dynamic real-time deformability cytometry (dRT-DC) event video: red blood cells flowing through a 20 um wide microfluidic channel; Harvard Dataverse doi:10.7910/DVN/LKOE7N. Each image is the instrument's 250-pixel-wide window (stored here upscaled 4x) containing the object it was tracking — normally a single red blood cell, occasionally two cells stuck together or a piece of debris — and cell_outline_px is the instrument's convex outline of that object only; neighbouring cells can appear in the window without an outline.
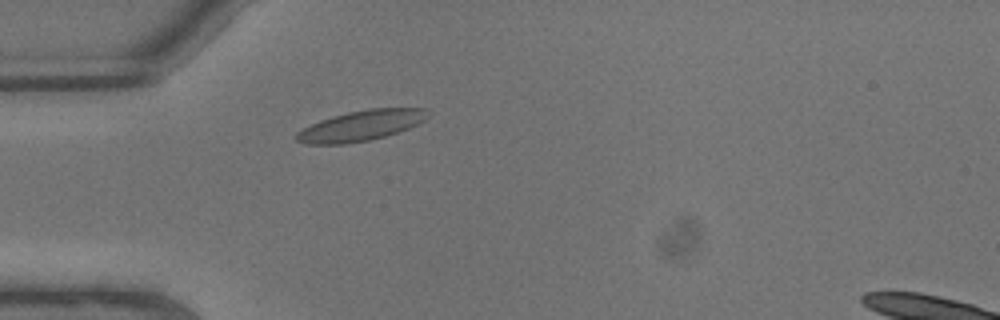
{"species": "common noctule bat (a hibernating species)", "species_latin": "Nyctalus noctula", "temperature_condition": "warm", "stored_images_in_passage": 6, "camera_frame_rate_fps": 3000, "um_per_image_px": 0.085, "animal": {"sex": "male", "body_mass_g": 13.3}, "frame": {"image": 1, "passage_image": 3, "time_ms": 0.667, "image_size_px": [1000, 320], "cell_outline_px": [[424, 120], [408, 128], [384, 136], [368, 140], [344, 144], [304, 144], [296, 140], [296, 132], [320, 120], [332, 116], [348, 112], [368, 108], [424, 108]], "centroid_in_image_um": [30.6, 10.68], "position_along_channel_um": 54.4, "area_um2": 22.77}}
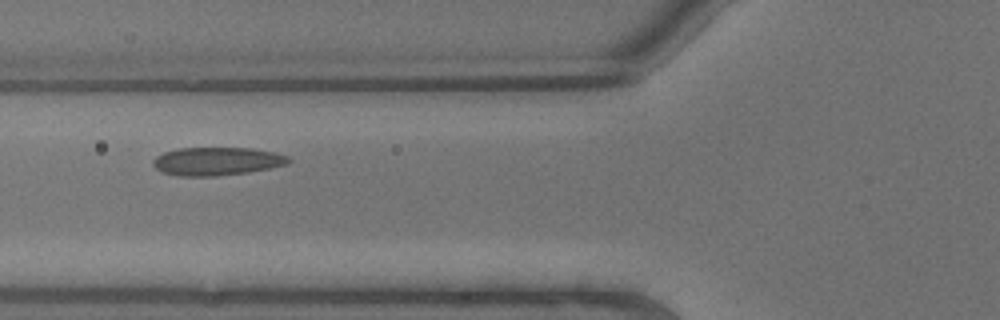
{"frame": {"image": 2, "passage_image": 5, "time_ms": 1.333, "image_size_px": [1000, 320], "cell_outline_px": [[292, 160], [288, 164], [248, 172], [216, 176], [180, 176], [164, 172], [156, 168], [152, 164], [152, 160], [156, 156], [164, 152], [180, 148], [252, 148], [272, 152], [288, 156]], "centroid_in_image_um": [18.43, 13.7], "position_along_channel_um": 107.4, "area_um2": 22.14}}
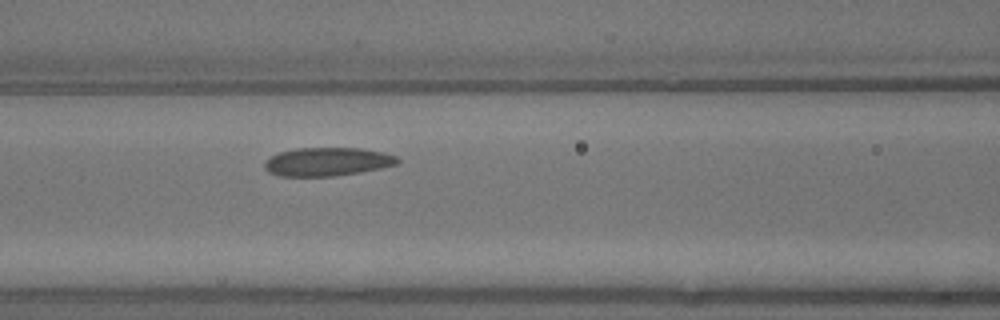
{"frame": {"image": 3, "passage_image": 6, "time_ms": 1.667, "image_size_px": [1000, 320], "cell_outline_px": [[400, 160], [396, 164], [380, 168], [360, 172], [332, 176], [280, 176], [268, 172], [264, 168], [264, 164], [272, 156], [280, 152], [296, 148], [360, 148], [384, 152], [396, 156]], "centroid_in_image_um": [27.83, 13.74], "position_along_channel_um": 138.8, "area_um2": 21.91}}